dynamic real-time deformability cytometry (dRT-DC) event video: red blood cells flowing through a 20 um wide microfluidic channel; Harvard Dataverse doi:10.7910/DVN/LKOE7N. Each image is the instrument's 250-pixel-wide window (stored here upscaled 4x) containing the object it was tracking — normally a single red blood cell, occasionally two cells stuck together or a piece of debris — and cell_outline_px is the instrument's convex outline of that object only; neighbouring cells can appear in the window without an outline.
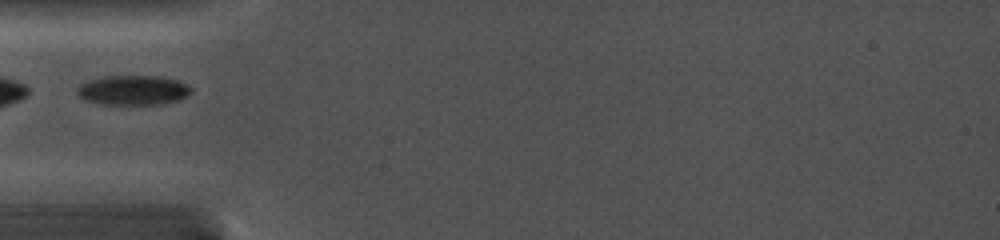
{"species": "common noctule bat (a hibernating species)", "species_latin": "Nyctalus noctula", "temperature_condition": "cold", "stored_images_in_passage": 14, "camera_frame_rate_fps": 5000, "um_per_image_px": 0.085, "animal": {"sex": "female", "body_mass_g": 19.0, "forearm_length_mm": 56.7}, "frame": {"image": 1, "passage_image": 1, "time_ms": 0.0, "image_size_px": [1000, 240], "cell_outline_px": [[192, 92], [180, 100], [164, 104], [100, 104], [84, 100], [76, 92], [76, 88], [80, 84], [104, 76], [156, 76], [176, 80], [188, 84], [192, 88]], "centroid_in_image_um": [11.33, 7.67], "position_along_channel_um": 73.7, "area_um2": 19.77}}